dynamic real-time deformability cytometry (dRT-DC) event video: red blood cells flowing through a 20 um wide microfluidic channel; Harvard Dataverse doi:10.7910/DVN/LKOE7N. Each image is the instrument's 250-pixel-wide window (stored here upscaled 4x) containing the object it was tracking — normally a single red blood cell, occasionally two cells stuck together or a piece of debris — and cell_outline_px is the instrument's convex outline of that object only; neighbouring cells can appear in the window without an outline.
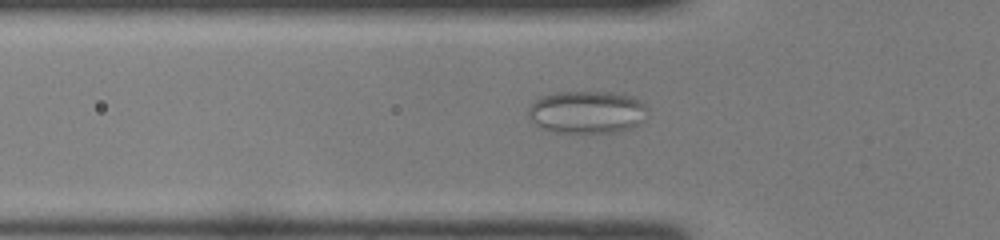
{"species": "common noctule bat (a hibernating species)", "species_latin": "Nyctalus noctula", "temperature_condition": "room temperature", "stored_images_in_passage": 39, "camera_frame_rate_fps": 3000, "um_per_image_px": 0.085, "animal": {"sex": "female", "body_mass_g": 22.0, "forearm_length_mm": 56.7}, "frame": {"image": 1, "passage_image": 7, "time_ms": 2.0, "image_size_px": [1000, 240], "cell_outline_px": [[648, 108], [644, 120], [632, 128], [616, 132], [552, 132], [540, 128], [528, 116], [528, 108], [540, 96], [556, 92], [616, 92], [636, 96]], "centroid_in_image_um": [49.92, 9.51], "position_along_channel_um": 75.9, "area_um2": 29.94}}
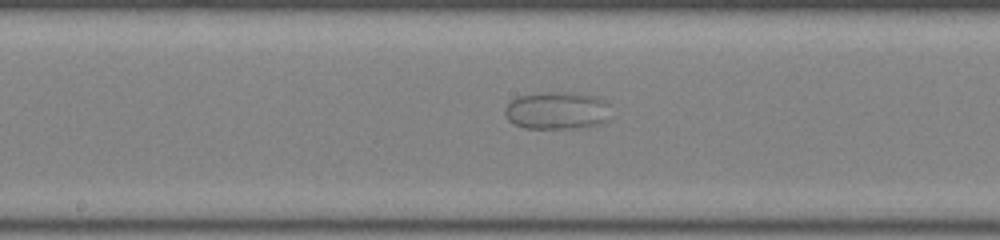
{"frame": {"image": 2, "passage_image": 16, "time_ms": 5.0, "image_size_px": [1000, 240], "cell_outline_px": [[608, 120], [600, 124], [576, 128], [524, 128], [512, 124], [508, 120], [504, 112], [504, 108], [516, 96], [540, 92], [564, 92], [596, 96], [608, 100]], "centroid_in_image_um": [47.32, 9.39], "position_along_channel_um": 200.9, "area_um2": 23.47}}